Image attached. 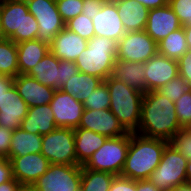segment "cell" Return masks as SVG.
<instances>
[{
  "label": "cell",
  "mask_w": 191,
  "mask_h": 191,
  "mask_svg": "<svg viewBox=\"0 0 191 191\" xmlns=\"http://www.w3.org/2000/svg\"><path fill=\"white\" fill-rule=\"evenodd\" d=\"M180 129L182 127L175 112V103L158 91L145 93L136 133L170 142Z\"/></svg>",
  "instance_id": "6da1fadb"
},
{
  "label": "cell",
  "mask_w": 191,
  "mask_h": 191,
  "mask_svg": "<svg viewBox=\"0 0 191 191\" xmlns=\"http://www.w3.org/2000/svg\"><path fill=\"white\" fill-rule=\"evenodd\" d=\"M168 141L130 132V145L121 176L132 180L149 179L159 165Z\"/></svg>",
  "instance_id": "7a4b0ae2"
},
{
  "label": "cell",
  "mask_w": 191,
  "mask_h": 191,
  "mask_svg": "<svg viewBox=\"0 0 191 191\" xmlns=\"http://www.w3.org/2000/svg\"><path fill=\"white\" fill-rule=\"evenodd\" d=\"M38 23L28 11L25 0H2L0 6V37L15 44L37 39Z\"/></svg>",
  "instance_id": "3957f363"
},
{
  "label": "cell",
  "mask_w": 191,
  "mask_h": 191,
  "mask_svg": "<svg viewBox=\"0 0 191 191\" xmlns=\"http://www.w3.org/2000/svg\"><path fill=\"white\" fill-rule=\"evenodd\" d=\"M104 82L110 95V111L128 132H136L141 119L144 94L111 75Z\"/></svg>",
  "instance_id": "277c9868"
},
{
  "label": "cell",
  "mask_w": 191,
  "mask_h": 191,
  "mask_svg": "<svg viewBox=\"0 0 191 191\" xmlns=\"http://www.w3.org/2000/svg\"><path fill=\"white\" fill-rule=\"evenodd\" d=\"M117 45L115 40L93 36L75 60L79 72L106 80L112 74L116 62Z\"/></svg>",
  "instance_id": "5b68a950"
},
{
  "label": "cell",
  "mask_w": 191,
  "mask_h": 191,
  "mask_svg": "<svg viewBox=\"0 0 191 191\" xmlns=\"http://www.w3.org/2000/svg\"><path fill=\"white\" fill-rule=\"evenodd\" d=\"M130 145V132L120 137L108 138L83 165L95 171L121 175Z\"/></svg>",
  "instance_id": "8992f818"
},
{
  "label": "cell",
  "mask_w": 191,
  "mask_h": 191,
  "mask_svg": "<svg viewBox=\"0 0 191 191\" xmlns=\"http://www.w3.org/2000/svg\"><path fill=\"white\" fill-rule=\"evenodd\" d=\"M187 159L170 143L162 153L161 161L149 181L161 191H170L186 183Z\"/></svg>",
  "instance_id": "52a82bcc"
},
{
  "label": "cell",
  "mask_w": 191,
  "mask_h": 191,
  "mask_svg": "<svg viewBox=\"0 0 191 191\" xmlns=\"http://www.w3.org/2000/svg\"><path fill=\"white\" fill-rule=\"evenodd\" d=\"M74 138V129L58 127L42 136L41 154L50 164L79 165Z\"/></svg>",
  "instance_id": "ba28073f"
},
{
  "label": "cell",
  "mask_w": 191,
  "mask_h": 191,
  "mask_svg": "<svg viewBox=\"0 0 191 191\" xmlns=\"http://www.w3.org/2000/svg\"><path fill=\"white\" fill-rule=\"evenodd\" d=\"M82 165L50 164L32 186L37 191H80Z\"/></svg>",
  "instance_id": "9c48e42d"
},
{
  "label": "cell",
  "mask_w": 191,
  "mask_h": 191,
  "mask_svg": "<svg viewBox=\"0 0 191 191\" xmlns=\"http://www.w3.org/2000/svg\"><path fill=\"white\" fill-rule=\"evenodd\" d=\"M28 11L38 23L37 38L50 44L54 37L65 28L55 0H25Z\"/></svg>",
  "instance_id": "30bf717a"
},
{
  "label": "cell",
  "mask_w": 191,
  "mask_h": 191,
  "mask_svg": "<svg viewBox=\"0 0 191 191\" xmlns=\"http://www.w3.org/2000/svg\"><path fill=\"white\" fill-rule=\"evenodd\" d=\"M157 53V43L144 30L130 31L118 41L116 60L145 63Z\"/></svg>",
  "instance_id": "8fae6325"
},
{
  "label": "cell",
  "mask_w": 191,
  "mask_h": 191,
  "mask_svg": "<svg viewBox=\"0 0 191 191\" xmlns=\"http://www.w3.org/2000/svg\"><path fill=\"white\" fill-rule=\"evenodd\" d=\"M49 104L57 127L78 128L84 105L76 97L57 89Z\"/></svg>",
  "instance_id": "7c38bea8"
},
{
  "label": "cell",
  "mask_w": 191,
  "mask_h": 191,
  "mask_svg": "<svg viewBox=\"0 0 191 191\" xmlns=\"http://www.w3.org/2000/svg\"><path fill=\"white\" fill-rule=\"evenodd\" d=\"M78 128L91 130L108 138L120 137L129 133L110 109H84Z\"/></svg>",
  "instance_id": "4fadbf2b"
},
{
  "label": "cell",
  "mask_w": 191,
  "mask_h": 191,
  "mask_svg": "<svg viewBox=\"0 0 191 191\" xmlns=\"http://www.w3.org/2000/svg\"><path fill=\"white\" fill-rule=\"evenodd\" d=\"M13 178L21 185H32L49 168L50 162L41 153L11 157Z\"/></svg>",
  "instance_id": "5bb4252c"
},
{
  "label": "cell",
  "mask_w": 191,
  "mask_h": 191,
  "mask_svg": "<svg viewBox=\"0 0 191 191\" xmlns=\"http://www.w3.org/2000/svg\"><path fill=\"white\" fill-rule=\"evenodd\" d=\"M144 64L147 91H157L179 75L177 60L170 59L159 53Z\"/></svg>",
  "instance_id": "9a60e30c"
},
{
  "label": "cell",
  "mask_w": 191,
  "mask_h": 191,
  "mask_svg": "<svg viewBox=\"0 0 191 191\" xmlns=\"http://www.w3.org/2000/svg\"><path fill=\"white\" fill-rule=\"evenodd\" d=\"M28 105L12 85L0 99V127L14 131L28 113Z\"/></svg>",
  "instance_id": "2e32d148"
},
{
  "label": "cell",
  "mask_w": 191,
  "mask_h": 191,
  "mask_svg": "<svg viewBox=\"0 0 191 191\" xmlns=\"http://www.w3.org/2000/svg\"><path fill=\"white\" fill-rule=\"evenodd\" d=\"M178 16L167 3L160 8L149 9L145 32L156 42H160L171 32L181 28Z\"/></svg>",
  "instance_id": "e0dca14e"
},
{
  "label": "cell",
  "mask_w": 191,
  "mask_h": 191,
  "mask_svg": "<svg viewBox=\"0 0 191 191\" xmlns=\"http://www.w3.org/2000/svg\"><path fill=\"white\" fill-rule=\"evenodd\" d=\"M95 36L118 42L127 32L118 14L115 2L103 3L101 10L92 18Z\"/></svg>",
  "instance_id": "ac0fdd59"
},
{
  "label": "cell",
  "mask_w": 191,
  "mask_h": 191,
  "mask_svg": "<svg viewBox=\"0 0 191 191\" xmlns=\"http://www.w3.org/2000/svg\"><path fill=\"white\" fill-rule=\"evenodd\" d=\"M13 85L29 108L49 104L56 91V89L41 84L27 74H18L14 78Z\"/></svg>",
  "instance_id": "d6986e66"
},
{
  "label": "cell",
  "mask_w": 191,
  "mask_h": 191,
  "mask_svg": "<svg viewBox=\"0 0 191 191\" xmlns=\"http://www.w3.org/2000/svg\"><path fill=\"white\" fill-rule=\"evenodd\" d=\"M87 40L64 28L49 44L50 52L63 61H73L87 47Z\"/></svg>",
  "instance_id": "ffe728a7"
},
{
  "label": "cell",
  "mask_w": 191,
  "mask_h": 191,
  "mask_svg": "<svg viewBox=\"0 0 191 191\" xmlns=\"http://www.w3.org/2000/svg\"><path fill=\"white\" fill-rule=\"evenodd\" d=\"M20 128L26 132L42 136L58 128L50 104L30 107Z\"/></svg>",
  "instance_id": "44dd1931"
},
{
  "label": "cell",
  "mask_w": 191,
  "mask_h": 191,
  "mask_svg": "<svg viewBox=\"0 0 191 191\" xmlns=\"http://www.w3.org/2000/svg\"><path fill=\"white\" fill-rule=\"evenodd\" d=\"M111 76L119 81L129 85L131 88L147 93L145 64L144 62H130L116 60Z\"/></svg>",
  "instance_id": "7402d4cb"
},
{
  "label": "cell",
  "mask_w": 191,
  "mask_h": 191,
  "mask_svg": "<svg viewBox=\"0 0 191 191\" xmlns=\"http://www.w3.org/2000/svg\"><path fill=\"white\" fill-rule=\"evenodd\" d=\"M126 32L145 30L149 9L132 0H114Z\"/></svg>",
  "instance_id": "603a6c76"
},
{
  "label": "cell",
  "mask_w": 191,
  "mask_h": 191,
  "mask_svg": "<svg viewBox=\"0 0 191 191\" xmlns=\"http://www.w3.org/2000/svg\"><path fill=\"white\" fill-rule=\"evenodd\" d=\"M19 74L30 70L50 51L49 44L37 39L17 43Z\"/></svg>",
  "instance_id": "cb8c5ba5"
},
{
  "label": "cell",
  "mask_w": 191,
  "mask_h": 191,
  "mask_svg": "<svg viewBox=\"0 0 191 191\" xmlns=\"http://www.w3.org/2000/svg\"><path fill=\"white\" fill-rule=\"evenodd\" d=\"M59 61L50 51L30 70L28 76L34 77L41 84L61 88V68Z\"/></svg>",
  "instance_id": "d4e9b609"
},
{
  "label": "cell",
  "mask_w": 191,
  "mask_h": 191,
  "mask_svg": "<svg viewBox=\"0 0 191 191\" xmlns=\"http://www.w3.org/2000/svg\"><path fill=\"white\" fill-rule=\"evenodd\" d=\"M77 163L84 165L108 139L107 136L83 128L74 129Z\"/></svg>",
  "instance_id": "484cf974"
},
{
  "label": "cell",
  "mask_w": 191,
  "mask_h": 191,
  "mask_svg": "<svg viewBox=\"0 0 191 191\" xmlns=\"http://www.w3.org/2000/svg\"><path fill=\"white\" fill-rule=\"evenodd\" d=\"M42 135L29 133L22 128L13 131L8 159L30 153H41Z\"/></svg>",
  "instance_id": "4316f807"
},
{
  "label": "cell",
  "mask_w": 191,
  "mask_h": 191,
  "mask_svg": "<svg viewBox=\"0 0 191 191\" xmlns=\"http://www.w3.org/2000/svg\"><path fill=\"white\" fill-rule=\"evenodd\" d=\"M102 82L103 80L101 78L79 72L73 75L60 90L71 94L83 103Z\"/></svg>",
  "instance_id": "83f0119b"
},
{
  "label": "cell",
  "mask_w": 191,
  "mask_h": 191,
  "mask_svg": "<svg viewBox=\"0 0 191 191\" xmlns=\"http://www.w3.org/2000/svg\"><path fill=\"white\" fill-rule=\"evenodd\" d=\"M158 53L173 60H178L187 50L183 26L157 43Z\"/></svg>",
  "instance_id": "f1b7e54d"
},
{
  "label": "cell",
  "mask_w": 191,
  "mask_h": 191,
  "mask_svg": "<svg viewBox=\"0 0 191 191\" xmlns=\"http://www.w3.org/2000/svg\"><path fill=\"white\" fill-rule=\"evenodd\" d=\"M18 74L17 45L0 37V75L15 78Z\"/></svg>",
  "instance_id": "f546056e"
},
{
  "label": "cell",
  "mask_w": 191,
  "mask_h": 191,
  "mask_svg": "<svg viewBox=\"0 0 191 191\" xmlns=\"http://www.w3.org/2000/svg\"><path fill=\"white\" fill-rule=\"evenodd\" d=\"M116 175L82 166L80 191H109Z\"/></svg>",
  "instance_id": "4dcf8cb0"
},
{
  "label": "cell",
  "mask_w": 191,
  "mask_h": 191,
  "mask_svg": "<svg viewBox=\"0 0 191 191\" xmlns=\"http://www.w3.org/2000/svg\"><path fill=\"white\" fill-rule=\"evenodd\" d=\"M84 109H110V95L107 84L103 81L83 102Z\"/></svg>",
  "instance_id": "1f68e13d"
},
{
  "label": "cell",
  "mask_w": 191,
  "mask_h": 191,
  "mask_svg": "<svg viewBox=\"0 0 191 191\" xmlns=\"http://www.w3.org/2000/svg\"><path fill=\"white\" fill-rule=\"evenodd\" d=\"M65 28L78 34L87 41L95 36L92 19L88 18L85 14H79L73 19L67 21L65 23Z\"/></svg>",
  "instance_id": "d6a6232c"
},
{
  "label": "cell",
  "mask_w": 191,
  "mask_h": 191,
  "mask_svg": "<svg viewBox=\"0 0 191 191\" xmlns=\"http://www.w3.org/2000/svg\"><path fill=\"white\" fill-rule=\"evenodd\" d=\"M157 91L175 103L184 93L191 92V85L178 75Z\"/></svg>",
  "instance_id": "836d02e7"
},
{
  "label": "cell",
  "mask_w": 191,
  "mask_h": 191,
  "mask_svg": "<svg viewBox=\"0 0 191 191\" xmlns=\"http://www.w3.org/2000/svg\"><path fill=\"white\" fill-rule=\"evenodd\" d=\"M60 16L66 23L79 14H82L84 0H55Z\"/></svg>",
  "instance_id": "e575fe53"
},
{
  "label": "cell",
  "mask_w": 191,
  "mask_h": 191,
  "mask_svg": "<svg viewBox=\"0 0 191 191\" xmlns=\"http://www.w3.org/2000/svg\"><path fill=\"white\" fill-rule=\"evenodd\" d=\"M175 112L182 128H187L191 123V92L184 93L175 102Z\"/></svg>",
  "instance_id": "d590c367"
},
{
  "label": "cell",
  "mask_w": 191,
  "mask_h": 191,
  "mask_svg": "<svg viewBox=\"0 0 191 191\" xmlns=\"http://www.w3.org/2000/svg\"><path fill=\"white\" fill-rule=\"evenodd\" d=\"M169 143L187 160H191V132L187 128L180 129Z\"/></svg>",
  "instance_id": "8d00e7d4"
},
{
  "label": "cell",
  "mask_w": 191,
  "mask_h": 191,
  "mask_svg": "<svg viewBox=\"0 0 191 191\" xmlns=\"http://www.w3.org/2000/svg\"><path fill=\"white\" fill-rule=\"evenodd\" d=\"M168 4L178 16L182 26L191 25V0H169Z\"/></svg>",
  "instance_id": "74e56055"
},
{
  "label": "cell",
  "mask_w": 191,
  "mask_h": 191,
  "mask_svg": "<svg viewBox=\"0 0 191 191\" xmlns=\"http://www.w3.org/2000/svg\"><path fill=\"white\" fill-rule=\"evenodd\" d=\"M177 62L179 75L191 85V49H188Z\"/></svg>",
  "instance_id": "f35d334b"
},
{
  "label": "cell",
  "mask_w": 191,
  "mask_h": 191,
  "mask_svg": "<svg viewBox=\"0 0 191 191\" xmlns=\"http://www.w3.org/2000/svg\"><path fill=\"white\" fill-rule=\"evenodd\" d=\"M109 191H136V180L116 175L111 183Z\"/></svg>",
  "instance_id": "ab89813d"
},
{
  "label": "cell",
  "mask_w": 191,
  "mask_h": 191,
  "mask_svg": "<svg viewBox=\"0 0 191 191\" xmlns=\"http://www.w3.org/2000/svg\"><path fill=\"white\" fill-rule=\"evenodd\" d=\"M59 67L61 68V87L71 78L73 75L79 73V69L73 61H59Z\"/></svg>",
  "instance_id": "60d3db41"
},
{
  "label": "cell",
  "mask_w": 191,
  "mask_h": 191,
  "mask_svg": "<svg viewBox=\"0 0 191 191\" xmlns=\"http://www.w3.org/2000/svg\"><path fill=\"white\" fill-rule=\"evenodd\" d=\"M12 134V130L0 127V157L8 159Z\"/></svg>",
  "instance_id": "b9f144b4"
},
{
  "label": "cell",
  "mask_w": 191,
  "mask_h": 191,
  "mask_svg": "<svg viewBox=\"0 0 191 191\" xmlns=\"http://www.w3.org/2000/svg\"><path fill=\"white\" fill-rule=\"evenodd\" d=\"M102 5L103 3L99 0H84L82 14L92 19L101 10Z\"/></svg>",
  "instance_id": "7bdbcfd3"
},
{
  "label": "cell",
  "mask_w": 191,
  "mask_h": 191,
  "mask_svg": "<svg viewBox=\"0 0 191 191\" xmlns=\"http://www.w3.org/2000/svg\"><path fill=\"white\" fill-rule=\"evenodd\" d=\"M13 178L12 165L9 159L0 157V185Z\"/></svg>",
  "instance_id": "ee69618b"
},
{
  "label": "cell",
  "mask_w": 191,
  "mask_h": 191,
  "mask_svg": "<svg viewBox=\"0 0 191 191\" xmlns=\"http://www.w3.org/2000/svg\"><path fill=\"white\" fill-rule=\"evenodd\" d=\"M132 1L142 4L144 7L148 9L160 8L168 3L167 0H132Z\"/></svg>",
  "instance_id": "f6af8a7d"
},
{
  "label": "cell",
  "mask_w": 191,
  "mask_h": 191,
  "mask_svg": "<svg viewBox=\"0 0 191 191\" xmlns=\"http://www.w3.org/2000/svg\"><path fill=\"white\" fill-rule=\"evenodd\" d=\"M136 191H161L149 179L136 180Z\"/></svg>",
  "instance_id": "bcb514c9"
},
{
  "label": "cell",
  "mask_w": 191,
  "mask_h": 191,
  "mask_svg": "<svg viewBox=\"0 0 191 191\" xmlns=\"http://www.w3.org/2000/svg\"><path fill=\"white\" fill-rule=\"evenodd\" d=\"M14 78L9 76L0 75V99L12 85Z\"/></svg>",
  "instance_id": "7dc6e473"
},
{
  "label": "cell",
  "mask_w": 191,
  "mask_h": 191,
  "mask_svg": "<svg viewBox=\"0 0 191 191\" xmlns=\"http://www.w3.org/2000/svg\"><path fill=\"white\" fill-rule=\"evenodd\" d=\"M0 191H20V184L12 178L11 180L0 185Z\"/></svg>",
  "instance_id": "c3c4849f"
},
{
  "label": "cell",
  "mask_w": 191,
  "mask_h": 191,
  "mask_svg": "<svg viewBox=\"0 0 191 191\" xmlns=\"http://www.w3.org/2000/svg\"><path fill=\"white\" fill-rule=\"evenodd\" d=\"M188 49H191V25L183 26Z\"/></svg>",
  "instance_id": "681fc988"
},
{
  "label": "cell",
  "mask_w": 191,
  "mask_h": 191,
  "mask_svg": "<svg viewBox=\"0 0 191 191\" xmlns=\"http://www.w3.org/2000/svg\"><path fill=\"white\" fill-rule=\"evenodd\" d=\"M170 191H191V184L190 183H184L181 184L174 189H171Z\"/></svg>",
  "instance_id": "f907efd6"
},
{
  "label": "cell",
  "mask_w": 191,
  "mask_h": 191,
  "mask_svg": "<svg viewBox=\"0 0 191 191\" xmlns=\"http://www.w3.org/2000/svg\"><path fill=\"white\" fill-rule=\"evenodd\" d=\"M186 183L191 184V160L187 161V166H186Z\"/></svg>",
  "instance_id": "816d5d0a"
},
{
  "label": "cell",
  "mask_w": 191,
  "mask_h": 191,
  "mask_svg": "<svg viewBox=\"0 0 191 191\" xmlns=\"http://www.w3.org/2000/svg\"><path fill=\"white\" fill-rule=\"evenodd\" d=\"M20 191H37L32 185H21Z\"/></svg>",
  "instance_id": "f5cc1de1"
},
{
  "label": "cell",
  "mask_w": 191,
  "mask_h": 191,
  "mask_svg": "<svg viewBox=\"0 0 191 191\" xmlns=\"http://www.w3.org/2000/svg\"><path fill=\"white\" fill-rule=\"evenodd\" d=\"M101 1L102 3H109V2H113L114 0H99Z\"/></svg>",
  "instance_id": "db71d44e"
},
{
  "label": "cell",
  "mask_w": 191,
  "mask_h": 191,
  "mask_svg": "<svg viewBox=\"0 0 191 191\" xmlns=\"http://www.w3.org/2000/svg\"><path fill=\"white\" fill-rule=\"evenodd\" d=\"M187 129L191 131V123L188 125Z\"/></svg>",
  "instance_id": "11a10c76"
}]
</instances>
